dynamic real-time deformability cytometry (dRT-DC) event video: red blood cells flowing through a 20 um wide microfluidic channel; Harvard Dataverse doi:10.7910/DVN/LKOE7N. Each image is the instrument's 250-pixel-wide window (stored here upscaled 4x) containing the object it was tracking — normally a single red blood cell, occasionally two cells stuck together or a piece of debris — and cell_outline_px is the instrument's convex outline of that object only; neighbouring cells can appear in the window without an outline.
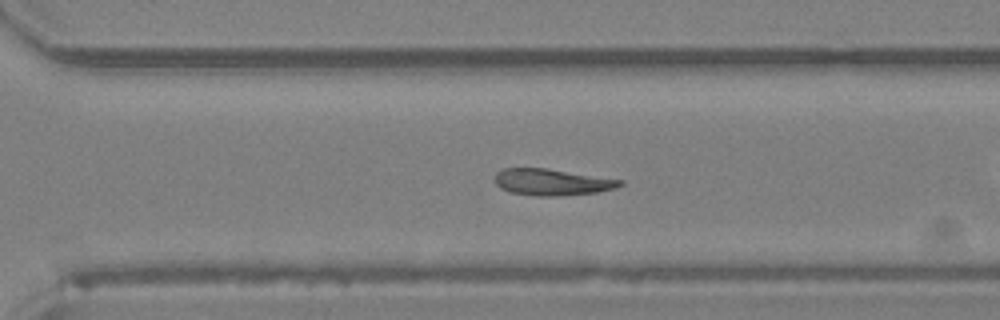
{"species": "Egyptian fruit bat (a non-hibernating species)", "species_latin": "Rousettus aegyptiacus", "temperature_condition": "room temperature", "stored_images_in_passage": 31, "camera_frame_rate_fps": 3000, "um_per_image_px": 0.085, "animal": {"sex": "female"}, "frame": {"image": 1, "passage_image": 18, "time_ms": 5.667, "image_size_px": [1000, 320], "cell_outline_px": [[624, 184], [616, 188], [596, 192], [560, 196], [536, 196], [512, 192], [500, 188], [496, 184], [496, 172], [504, 168], [548, 168], [624, 180]], "centroid_in_image_um": [46.95, 15.47], "position_along_channel_um": 323.7, "area_um2": 19.36}}